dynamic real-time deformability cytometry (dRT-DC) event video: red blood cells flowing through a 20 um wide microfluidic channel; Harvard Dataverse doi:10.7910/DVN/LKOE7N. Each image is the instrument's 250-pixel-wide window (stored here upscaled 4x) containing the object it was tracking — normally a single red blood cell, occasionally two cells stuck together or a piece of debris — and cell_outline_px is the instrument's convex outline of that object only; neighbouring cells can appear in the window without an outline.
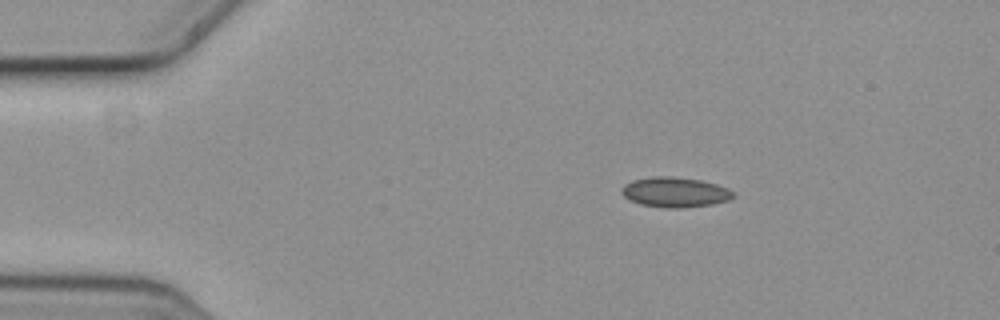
{"species": "common noctule bat (a hibernating species)", "species_latin": "Nyctalus noctula", "temperature_condition": "cold", "stored_images_in_passage": 3, "camera_frame_rate_fps": 3000, "um_per_image_px": 0.085, "animal": {"sex": "female", "body_mass_g": 19.3, "forearm_length_mm": 54.1}, "frame": {"image": 1, "passage_image": 1, "time_ms": 0.0, "image_size_px": [1000, 320], "cell_outline_px": [[736, 196], [728, 200], [712, 204], [684, 208], [664, 208], [640, 204], [624, 196], [620, 192], [620, 188], [624, 184], [632, 180], [652, 176], [672, 176], [700, 180], [716, 184], [728, 188]], "centroid_in_image_um": [57.35, 16.33], "position_along_channel_um": 27.6, "area_um2": 19.65}}